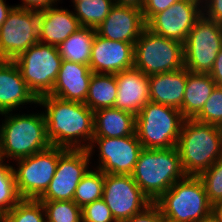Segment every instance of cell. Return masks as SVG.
Here are the masks:
<instances>
[{"label": "cell", "instance_id": "obj_30", "mask_svg": "<svg viewBox=\"0 0 222 222\" xmlns=\"http://www.w3.org/2000/svg\"><path fill=\"white\" fill-rule=\"evenodd\" d=\"M2 222H46L42 202L38 199H21L3 215Z\"/></svg>", "mask_w": 222, "mask_h": 222}, {"label": "cell", "instance_id": "obj_32", "mask_svg": "<svg viewBox=\"0 0 222 222\" xmlns=\"http://www.w3.org/2000/svg\"><path fill=\"white\" fill-rule=\"evenodd\" d=\"M212 205L222 201V157L199 175Z\"/></svg>", "mask_w": 222, "mask_h": 222}, {"label": "cell", "instance_id": "obj_2", "mask_svg": "<svg viewBox=\"0 0 222 222\" xmlns=\"http://www.w3.org/2000/svg\"><path fill=\"white\" fill-rule=\"evenodd\" d=\"M5 119L0 125V160L10 163L51 146L47 138L46 121L43 112L0 114Z\"/></svg>", "mask_w": 222, "mask_h": 222}, {"label": "cell", "instance_id": "obj_43", "mask_svg": "<svg viewBox=\"0 0 222 222\" xmlns=\"http://www.w3.org/2000/svg\"><path fill=\"white\" fill-rule=\"evenodd\" d=\"M198 222H219V220H218V218L213 213H211L208 216L202 218Z\"/></svg>", "mask_w": 222, "mask_h": 222}, {"label": "cell", "instance_id": "obj_19", "mask_svg": "<svg viewBox=\"0 0 222 222\" xmlns=\"http://www.w3.org/2000/svg\"><path fill=\"white\" fill-rule=\"evenodd\" d=\"M115 79L118 94L114 107L138 115L150 101L148 76L132 67L116 73Z\"/></svg>", "mask_w": 222, "mask_h": 222}, {"label": "cell", "instance_id": "obj_21", "mask_svg": "<svg viewBox=\"0 0 222 222\" xmlns=\"http://www.w3.org/2000/svg\"><path fill=\"white\" fill-rule=\"evenodd\" d=\"M56 6L39 11L38 41L58 47L81 25L74 11Z\"/></svg>", "mask_w": 222, "mask_h": 222}, {"label": "cell", "instance_id": "obj_15", "mask_svg": "<svg viewBox=\"0 0 222 222\" xmlns=\"http://www.w3.org/2000/svg\"><path fill=\"white\" fill-rule=\"evenodd\" d=\"M202 15V0H179L165 11L155 14L146 27L156 35L184 44Z\"/></svg>", "mask_w": 222, "mask_h": 222}, {"label": "cell", "instance_id": "obj_41", "mask_svg": "<svg viewBox=\"0 0 222 222\" xmlns=\"http://www.w3.org/2000/svg\"><path fill=\"white\" fill-rule=\"evenodd\" d=\"M117 5L133 6L136 8H142L144 0H114Z\"/></svg>", "mask_w": 222, "mask_h": 222}, {"label": "cell", "instance_id": "obj_20", "mask_svg": "<svg viewBox=\"0 0 222 222\" xmlns=\"http://www.w3.org/2000/svg\"><path fill=\"white\" fill-rule=\"evenodd\" d=\"M92 73L89 65L62 60L49 95L66 101L85 103Z\"/></svg>", "mask_w": 222, "mask_h": 222}, {"label": "cell", "instance_id": "obj_36", "mask_svg": "<svg viewBox=\"0 0 222 222\" xmlns=\"http://www.w3.org/2000/svg\"><path fill=\"white\" fill-rule=\"evenodd\" d=\"M161 221V210L155 204H150L144 211L139 214L132 216L129 219L121 222H160Z\"/></svg>", "mask_w": 222, "mask_h": 222}, {"label": "cell", "instance_id": "obj_27", "mask_svg": "<svg viewBox=\"0 0 222 222\" xmlns=\"http://www.w3.org/2000/svg\"><path fill=\"white\" fill-rule=\"evenodd\" d=\"M105 174L97 168H90L76 187L73 201L83 208L96 200L102 199Z\"/></svg>", "mask_w": 222, "mask_h": 222}, {"label": "cell", "instance_id": "obj_39", "mask_svg": "<svg viewBox=\"0 0 222 222\" xmlns=\"http://www.w3.org/2000/svg\"><path fill=\"white\" fill-rule=\"evenodd\" d=\"M209 74L216 83V86L222 87V48L217 54L212 70Z\"/></svg>", "mask_w": 222, "mask_h": 222}, {"label": "cell", "instance_id": "obj_44", "mask_svg": "<svg viewBox=\"0 0 222 222\" xmlns=\"http://www.w3.org/2000/svg\"><path fill=\"white\" fill-rule=\"evenodd\" d=\"M160 222H176V221L164 217L161 212V221Z\"/></svg>", "mask_w": 222, "mask_h": 222}, {"label": "cell", "instance_id": "obj_3", "mask_svg": "<svg viewBox=\"0 0 222 222\" xmlns=\"http://www.w3.org/2000/svg\"><path fill=\"white\" fill-rule=\"evenodd\" d=\"M187 176H199L222 157L220 126L185 119L176 145Z\"/></svg>", "mask_w": 222, "mask_h": 222}, {"label": "cell", "instance_id": "obj_22", "mask_svg": "<svg viewBox=\"0 0 222 222\" xmlns=\"http://www.w3.org/2000/svg\"><path fill=\"white\" fill-rule=\"evenodd\" d=\"M187 72L188 69L183 67L148 76L150 102L174 107L182 113Z\"/></svg>", "mask_w": 222, "mask_h": 222}, {"label": "cell", "instance_id": "obj_46", "mask_svg": "<svg viewBox=\"0 0 222 222\" xmlns=\"http://www.w3.org/2000/svg\"><path fill=\"white\" fill-rule=\"evenodd\" d=\"M3 220V215L0 213V222Z\"/></svg>", "mask_w": 222, "mask_h": 222}, {"label": "cell", "instance_id": "obj_35", "mask_svg": "<svg viewBox=\"0 0 222 222\" xmlns=\"http://www.w3.org/2000/svg\"><path fill=\"white\" fill-rule=\"evenodd\" d=\"M177 1L179 0H144L141 9L145 23H147L155 14L165 11Z\"/></svg>", "mask_w": 222, "mask_h": 222}, {"label": "cell", "instance_id": "obj_45", "mask_svg": "<svg viewBox=\"0 0 222 222\" xmlns=\"http://www.w3.org/2000/svg\"><path fill=\"white\" fill-rule=\"evenodd\" d=\"M80 1H83V0H71V2L73 3L72 6H74L76 3L80 2Z\"/></svg>", "mask_w": 222, "mask_h": 222}, {"label": "cell", "instance_id": "obj_37", "mask_svg": "<svg viewBox=\"0 0 222 222\" xmlns=\"http://www.w3.org/2000/svg\"><path fill=\"white\" fill-rule=\"evenodd\" d=\"M203 15L222 24V0H202Z\"/></svg>", "mask_w": 222, "mask_h": 222}, {"label": "cell", "instance_id": "obj_11", "mask_svg": "<svg viewBox=\"0 0 222 222\" xmlns=\"http://www.w3.org/2000/svg\"><path fill=\"white\" fill-rule=\"evenodd\" d=\"M91 157L86 149L58 147L57 169L39 201H70L77 185L90 169Z\"/></svg>", "mask_w": 222, "mask_h": 222}, {"label": "cell", "instance_id": "obj_8", "mask_svg": "<svg viewBox=\"0 0 222 222\" xmlns=\"http://www.w3.org/2000/svg\"><path fill=\"white\" fill-rule=\"evenodd\" d=\"M13 61L37 98L52 92L62 63L57 46L38 42Z\"/></svg>", "mask_w": 222, "mask_h": 222}, {"label": "cell", "instance_id": "obj_40", "mask_svg": "<svg viewBox=\"0 0 222 222\" xmlns=\"http://www.w3.org/2000/svg\"><path fill=\"white\" fill-rule=\"evenodd\" d=\"M14 5L6 4V0H0V27L5 22L8 13L12 10Z\"/></svg>", "mask_w": 222, "mask_h": 222}, {"label": "cell", "instance_id": "obj_17", "mask_svg": "<svg viewBox=\"0 0 222 222\" xmlns=\"http://www.w3.org/2000/svg\"><path fill=\"white\" fill-rule=\"evenodd\" d=\"M145 28L141 8L114 4L108 16L96 28V34L112 41L135 44Z\"/></svg>", "mask_w": 222, "mask_h": 222}, {"label": "cell", "instance_id": "obj_31", "mask_svg": "<svg viewBox=\"0 0 222 222\" xmlns=\"http://www.w3.org/2000/svg\"><path fill=\"white\" fill-rule=\"evenodd\" d=\"M46 222H82V209L73 201H41Z\"/></svg>", "mask_w": 222, "mask_h": 222}, {"label": "cell", "instance_id": "obj_6", "mask_svg": "<svg viewBox=\"0 0 222 222\" xmlns=\"http://www.w3.org/2000/svg\"><path fill=\"white\" fill-rule=\"evenodd\" d=\"M184 120L179 109L149 101L136 115L135 133L144 149L175 147Z\"/></svg>", "mask_w": 222, "mask_h": 222}, {"label": "cell", "instance_id": "obj_9", "mask_svg": "<svg viewBox=\"0 0 222 222\" xmlns=\"http://www.w3.org/2000/svg\"><path fill=\"white\" fill-rule=\"evenodd\" d=\"M222 48V24L202 15L184 43V67L192 73H210Z\"/></svg>", "mask_w": 222, "mask_h": 222}, {"label": "cell", "instance_id": "obj_42", "mask_svg": "<svg viewBox=\"0 0 222 222\" xmlns=\"http://www.w3.org/2000/svg\"><path fill=\"white\" fill-rule=\"evenodd\" d=\"M212 213L222 222V201L216 202L212 207Z\"/></svg>", "mask_w": 222, "mask_h": 222}, {"label": "cell", "instance_id": "obj_24", "mask_svg": "<svg viewBox=\"0 0 222 222\" xmlns=\"http://www.w3.org/2000/svg\"><path fill=\"white\" fill-rule=\"evenodd\" d=\"M216 83L209 73L187 72V81L182 104V116L194 118L211 96Z\"/></svg>", "mask_w": 222, "mask_h": 222}, {"label": "cell", "instance_id": "obj_38", "mask_svg": "<svg viewBox=\"0 0 222 222\" xmlns=\"http://www.w3.org/2000/svg\"><path fill=\"white\" fill-rule=\"evenodd\" d=\"M61 0H21V4L15 5L14 7L42 11L57 5Z\"/></svg>", "mask_w": 222, "mask_h": 222}, {"label": "cell", "instance_id": "obj_4", "mask_svg": "<svg viewBox=\"0 0 222 222\" xmlns=\"http://www.w3.org/2000/svg\"><path fill=\"white\" fill-rule=\"evenodd\" d=\"M131 176L142 192L155 203L176 181L187 175L175 146L143 148Z\"/></svg>", "mask_w": 222, "mask_h": 222}, {"label": "cell", "instance_id": "obj_14", "mask_svg": "<svg viewBox=\"0 0 222 222\" xmlns=\"http://www.w3.org/2000/svg\"><path fill=\"white\" fill-rule=\"evenodd\" d=\"M102 199L116 222L129 219L152 204L131 175L105 174Z\"/></svg>", "mask_w": 222, "mask_h": 222}, {"label": "cell", "instance_id": "obj_26", "mask_svg": "<svg viewBox=\"0 0 222 222\" xmlns=\"http://www.w3.org/2000/svg\"><path fill=\"white\" fill-rule=\"evenodd\" d=\"M118 94L115 74L92 73L85 105L93 112L114 107Z\"/></svg>", "mask_w": 222, "mask_h": 222}, {"label": "cell", "instance_id": "obj_16", "mask_svg": "<svg viewBox=\"0 0 222 222\" xmlns=\"http://www.w3.org/2000/svg\"><path fill=\"white\" fill-rule=\"evenodd\" d=\"M134 44L112 41L95 35L91 50L90 70L98 74H116L134 67Z\"/></svg>", "mask_w": 222, "mask_h": 222}, {"label": "cell", "instance_id": "obj_10", "mask_svg": "<svg viewBox=\"0 0 222 222\" xmlns=\"http://www.w3.org/2000/svg\"><path fill=\"white\" fill-rule=\"evenodd\" d=\"M15 162L17 165H13V170L20 197L22 199H38L46 191L55 175L58 147L50 146Z\"/></svg>", "mask_w": 222, "mask_h": 222}, {"label": "cell", "instance_id": "obj_13", "mask_svg": "<svg viewBox=\"0 0 222 222\" xmlns=\"http://www.w3.org/2000/svg\"><path fill=\"white\" fill-rule=\"evenodd\" d=\"M95 148L99 152L97 169L104 174L131 175L143 146L134 134L119 138L93 137L87 149L91 158Z\"/></svg>", "mask_w": 222, "mask_h": 222}, {"label": "cell", "instance_id": "obj_23", "mask_svg": "<svg viewBox=\"0 0 222 222\" xmlns=\"http://www.w3.org/2000/svg\"><path fill=\"white\" fill-rule=\"evenodd\" d=\"M136 116L115 107L94 111V136L119 138L134 135Z\"/></svg>", "mask_w": 222, "mask_h": 222}, {"label": "cell", "instance_id": "obj_7", "mask_svg": "<svg viewBox=\"0 0 222 222\" xmlns=\"http://www.w3.org/2000/svg\"><path fill=\"white\" fill-rule=\"evenodd\" d=\"M134 67L150 76L184 67V44L159 36L147 27L134 44Z\"/></svg>", "mask_w": 222, "mask_h": 222}, {"label": "cell", "instance_id": "obj_34", "mask_svg": "<svg viewBox=\"0 0 222 222\" xmlns=\"http://www.w3.org/2000/svg\"><path fill=\"white\" fill-rule=\"evenodd\" d=\"M82 209V222H116L103 199L85 205Z\"/></svg>", "mask_w": 222, "mask_h": 222}, {"label": "cell", "instance_id": "obj_25", "mask_svg": "<svg viewBox=\"0 0 222 222\" xmlns=\"http://www.w3.org/2000/svg\"><path fill=\"white\" fill-rule=\"evenodd\" d=\"M96 29L81 27L58 46L62 60L89 65Z\"/></svg>", "mask_w": 222, "mask_h": 222}, {"label": "cell", "instance_id": "obj_12", "mask_svg": "<svg viewBox=\"0 0 222 222\" xmlns=\"http://www.w3.org/2000/svg\"><path fill=\"white\" fill-rule=\"evenodd\" d=\"M39 37V11L13 7L0 27V60H14Z\"/></svg>", "mask_w": 222, "mask_h": 222}, {"label": "cell", "instance_id": "obj_18", "mask_svg": "<svg viewBox=\"0 0 222 222\" xmlns=\"http://www.w3.org/2000/svg\"><path fill=\"white\" fill-rule=\"evenodd\" d=\"M33 103L37 105L38 98L28 88L17 64L13 60H0V114Z\"/></svg>", "mask_w": 222, "mask_h": 222}, {"label": "cell", "instance_id": "obj_29", "mask_svg": "<svg viewBox=\"0 0 222 222\" xmlns=\"http://www.w3.org/2000/svg\"><path fill=\"white\" fill-rule=\"evenodd\" d=\"M21 199L16 186L13 165L0 160V213L7 214Z\"/></svg>", "mask_w": 222, "mask_h": 222}, {"label": "cell", "instance_id": "obj_5", "mask_svg": "<svg viewBox=\"0 0 222 222\" xmlns=\"http://www.w3.org/2000/svg\"><path fill=\"white\" fill-rule=\"evenodd\" d=\"M155 204L164 217L176 222H198L211 214L213 207L199 176L176 181Z\"/></svg>", "mask_w": 222, "mask_h": 222}, {"label": "cell", "instance_id": "obj_1", "mask_svg": "<svg viewBox=\"0 0 222 222\" xmlns=\"http://www.w3.org/2000/svg\"><path fill=\"white\" fill-rule=\"evenodd\" d=\"M46 121L51 146L88 149L94 136V112L84 103L43 95L38 103Z\"/></svg>", "mask_w": 222, "mask_h": 222}, {"label": "cell", "instance_id": "obj_28", "mask_svg": "<svg viewBox=\"0 0 222 222\" xmlns=\"http://www.w3.org/2000/svg\"><path fill=\"white\" fill-rule=\"evenodd\" d=\"M114 0H83L73 7L81 27L97 28L108 16Z\"/></svg>", "mask_w": 222, "mask_h": 222}, {"label": "cell", "instance_id": "obj_33", "mask_svg": "<svg viewBox=\"0 0 222 222\" xmlns=\"http://www.w3.org/2000/svg\"><path fill=\"white\" fill-rule=\"evenodd\" d=\"M194 119L216 125H222V87L216 86L209 99L205 102L202 110Z\"/></svg>", "mask_w": 222, "mask_h": 222}]
</instances>
